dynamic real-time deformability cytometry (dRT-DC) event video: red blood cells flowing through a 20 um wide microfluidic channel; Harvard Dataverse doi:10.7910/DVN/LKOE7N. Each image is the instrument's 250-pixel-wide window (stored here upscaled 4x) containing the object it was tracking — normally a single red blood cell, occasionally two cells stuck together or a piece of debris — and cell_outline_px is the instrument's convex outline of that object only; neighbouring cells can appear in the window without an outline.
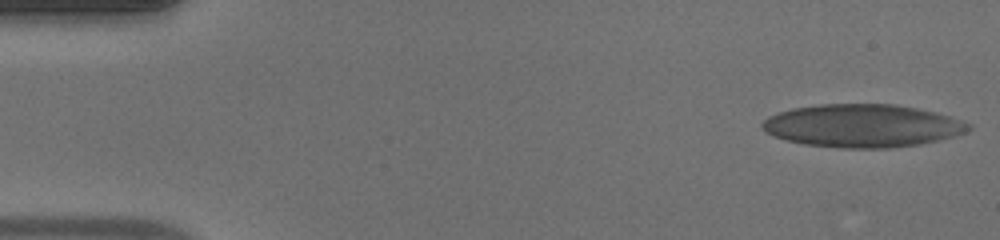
{"species": "human", "species_latin": "Homo sapiens", "temperature_condition": "warm", "stored_images_in_passage": 49, "camera_frame_rate_fps": 3000, "um_per_image_px": 0.085, "donor": {"sex": "male"}, "frame": {"image": 1, "passage_image": 1, "time_ms": 0.0, "image_size_px": [1000, 240], "cell_outline_px": [[972, 128], [964, 132], [940, 140], [920, 144], [892, 148], [840, 148], [804, 144], [772, 136], [764, 132], [760, 124], [768, 116], [792, 108], [820, 104], [892, 104], [916, 108], [936, 112], [972, 124]], "centroid_in_image_um": [73.28, 10.69], "position_along_channel_um": 11.7, "area_um2": 51.67}}
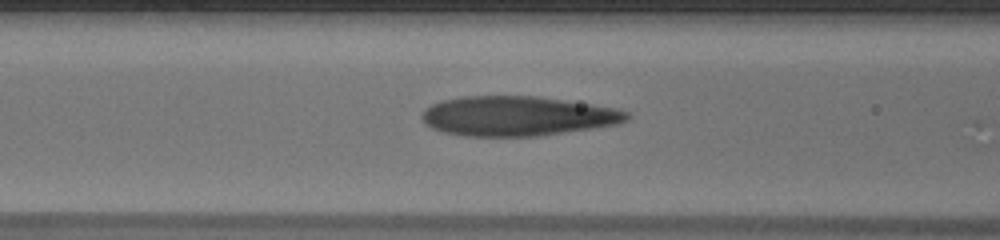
{"frame": {"image": 2, "passage_image": 19, "time_ms": 6.0, "image_size_px": [1000, 240], "cell_outline_px": [[628, 120], [620, 124], [536, 136], [464, 136], [444, 132], [432, 128], [424, 120], [424, 108], [440, 100], [464, 96], [536, 96], [592, 104], [616, 108], [628, 112]], "centroid_in_image_um": [43.99, 9.86], "position_along_channel_um": 122.6, "area_um2": 47.16}}
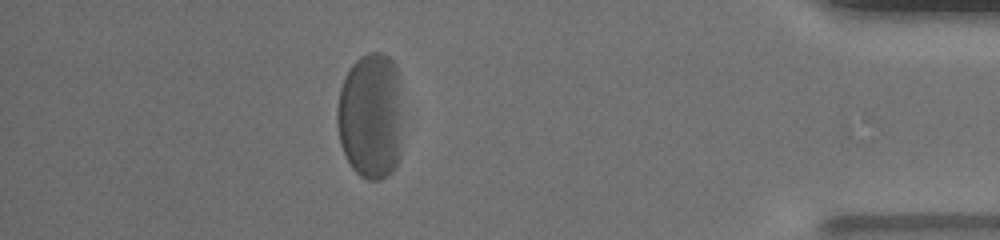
{"frame": {"image": 3, "passage_image": 43, "time_ms": 14.0, "image_size_px": [1000, 240], "cell_outline_px": [[400, 156], [396, 168], [388, 176], [380, 180], [368, 180], [360, 176], [352, 168], [340, 144], [336, 124], [336, 112], [340, 88], [348, 68], [360, 56], [368, 52], [380, 52], [388, 56], [396, 64], [400, 72]], "centroid_in_image_um": [31.51, 9.84], "position_along_channel_um": 403.7, "area_um2": 49.19}, "authors_computed_cell_mechanics": {"area_um2": 48.7254, "velocity_mm_per_s": 4.0542, "shape_relaxation_time_tau1_ms": 4.8434, "shape_relaxation_time_tau2_ms": 0.9836, "deformation_change_tau1": 0.2178, "deformation_change_tau2": 0.0956}}